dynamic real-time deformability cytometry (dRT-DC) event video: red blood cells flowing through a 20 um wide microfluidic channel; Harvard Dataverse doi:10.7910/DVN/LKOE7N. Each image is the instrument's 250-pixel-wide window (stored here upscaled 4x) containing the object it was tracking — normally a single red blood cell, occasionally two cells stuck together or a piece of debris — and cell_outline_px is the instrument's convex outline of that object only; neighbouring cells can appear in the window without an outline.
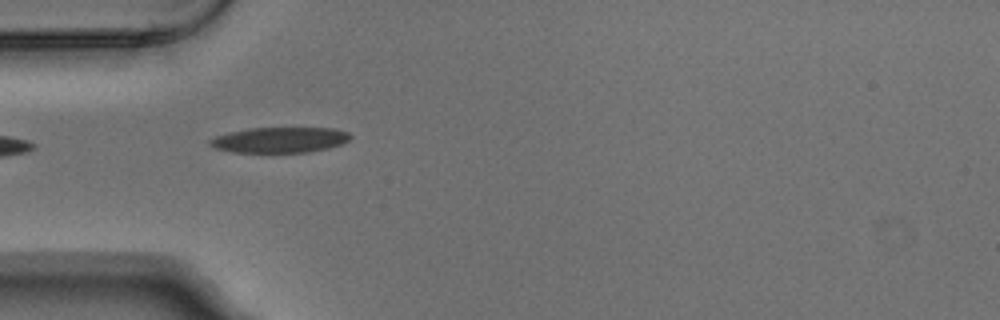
{"species": "Egyptian fruit bat (a non-hibernating species)", "species_latin": "Rousettus aegyptiacus", "temperature_condition": "warm", "stored_images_in_passage": 4, "camera_frame_rate_fps": 3000, "um_per_image_px": 0.085, "animal": {"sex": "male"}, "frame": {"image": 1, "passage_image": 2, "time_ms": 0.333, "image_size_px": [1000, 320], "cell_outline_px": [[352, 136], [348, 140], [340, 144], [328, 148], [308, 152], [232, 152], [212, 148], [208, 144], [208, 140], [216, 136], [228, 132], [252, 128], [332, 128], [348, 132]], "centroid_in_image_um": [23.73, 11.89], "position_along_channel_um": 61.3, "area_um2": 20.87}}
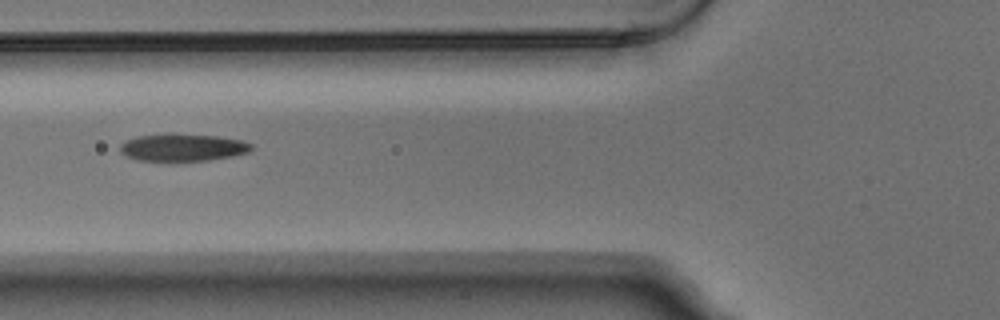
{"frame": {"image": 2, "passage_image": 3, "time_ms": 0.667, "image_size_px": [1000, 320], "cell_outline_px": [[252, 148], [248, 152], [232, 156], [208, 160], [136, 160], [124, 156], [120, 152], [120, 144], [136, 136], [168, 132], [172, 132], [216, 136], [240, 140], [252, 144]], "centroid_in_image_um": [15.48, 12.5], "position_along_channel_um": 110.3, "area_um2": 21.1}}
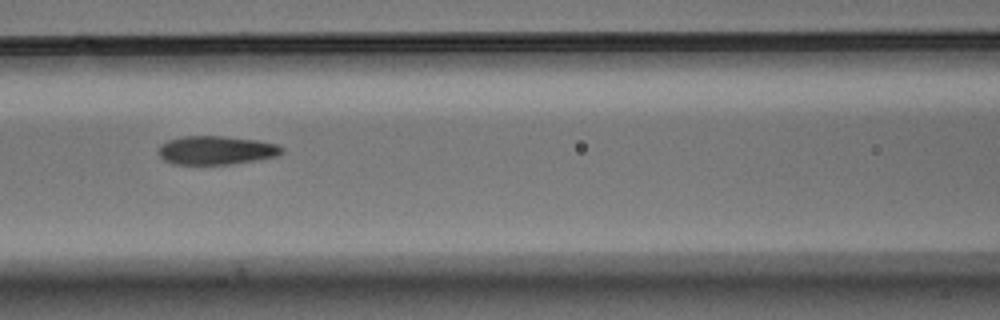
{"frame": {"image": 3, "passage_image": 4, "time_ms": 1.0, "image_size_px": [1000, 320], "cell_outline_px": [[284, 152], [276, 156], [256, 160], [232, 164], [172, 164], [164, 160], [156, 152], [160, 144], [168, 140], [184, 136], [224, 136], [256, 140], [276, 144], [284, 148]], "centroid_in_image_um": [18.34, 12.77], "position_along_channel_um": 148.3, "area_um2": 20.69}}